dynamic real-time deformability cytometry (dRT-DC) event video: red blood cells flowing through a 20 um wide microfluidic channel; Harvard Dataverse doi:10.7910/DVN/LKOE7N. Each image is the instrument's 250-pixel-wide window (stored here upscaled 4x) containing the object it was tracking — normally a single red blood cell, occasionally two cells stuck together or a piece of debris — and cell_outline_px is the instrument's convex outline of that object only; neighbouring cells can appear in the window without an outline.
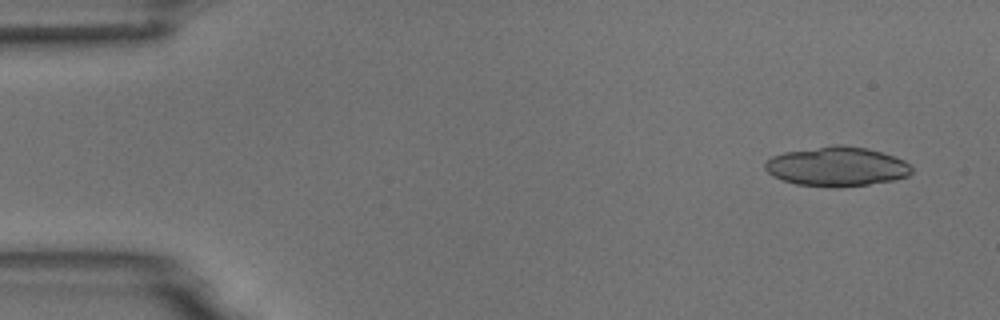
{"species": "common noctule bat (a hibernating species)", "species_latin": "Nyctalus noctula", "temperature_condition": "room temperature", "stored_images_in_passage": 20, "camera_frame_rate_fps": 3000, "um_per_image_px": 0.085, "animal": {"sex": "male", "body_mass_g": 18.8}, "frame": {"image": 1, "passage_image": 1, "time_ms": 0.0, "image_size_px": [1000, 320], "cell_outline_px": [[912, 172], [908, 176], [892, 180], [868, 184], [836, 188], [832, 188], [796, 184], [772, 176], [764, 168], [764, 164], [772, 156], [784, 152], [836, 144], [840, 144], [864, 148], [880, 152], [904, 160], [912, 168]], "centroid_in_image_um": [71.1, 14.16], "position_along_channel_um": 13.9, "area_um2": 33.58}}